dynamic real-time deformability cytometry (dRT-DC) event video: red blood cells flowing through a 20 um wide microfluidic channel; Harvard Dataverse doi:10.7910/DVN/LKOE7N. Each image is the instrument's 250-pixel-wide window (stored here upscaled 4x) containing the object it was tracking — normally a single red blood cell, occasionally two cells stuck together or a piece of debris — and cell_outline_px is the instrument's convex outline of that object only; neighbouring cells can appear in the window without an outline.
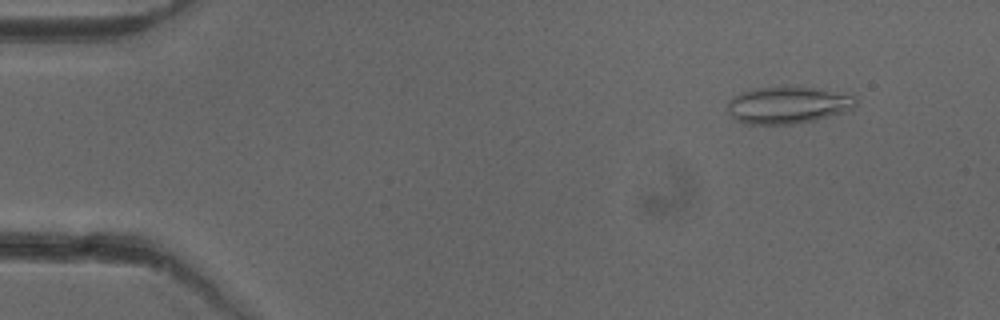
{"species": "common noctule bat (a hibernating species)", "species_latin": "Nyctalus noctula", "temperature_condition": "cold", "stored_images_in_passage": 47, "camera_frame_rate_fps": 3000, "um_per_image_px": 0.085, "animal": {"sex": "female"}, "frame": {"image": 1, "passage_image": 1, "time_ms": 0.0, "image_size_px": [1000, 320], "cell_outline_px": [[856, 104], [852, 108], [844, 112], [816, 120], [792, 124], [748, 124], [736, 120], [728, 112], [728, 100], [732, 96], [752, 88], [796, 84], [820, 88], [856, 96]], "centroid_in_image_um": [66.96, 8.89], "position_along_channel_um": 18.0, "area_um2": 28.44}}
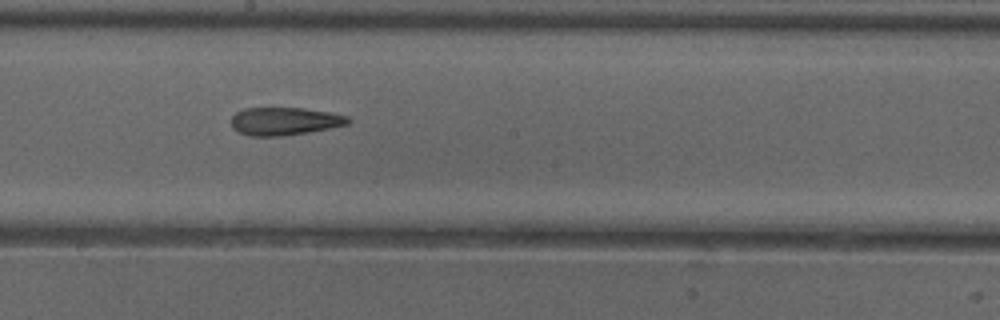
{"frame": {"image": 2, "passage_image": 24, "time_ms": 7.667, "image_size_px": [1000, 320], "cell_outline_px": [[352, 120], [348, 124], [308, 132], [280, 136], [248, 136], [236, 132], [232, 128], [232, 116], [236, 112], [244, 108], [304, 108], [328, 112], [348, 116]], "centroid_in_image_um": [24.15, 10.3], "position_along_channel_um": 224.0, "area_um2": 19.02}}
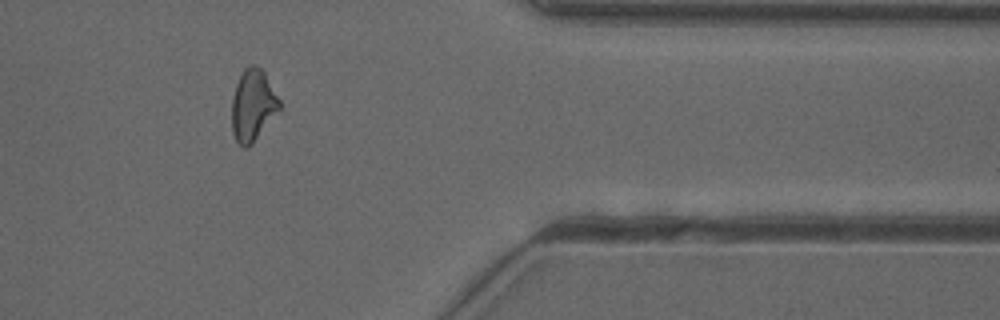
{"frame": {"image": 3, "passage_image": 38, "time_ms": 12.333, "image_size_px": [1000, 320], "cell_outline_px": [[280, 108], [252, 144], [248, 148], [244, 148], [236, 140], [232, 132], [232, 100], [236, 84], [244, 68], [248, 64], [256, 64], [264, 72], [280, 100]], "centroid_in_image_um": [21.48, 8.93], "position_along_channel_um": 389.9, "area_um2": 19.71}, "authors_computed_cell_mechanics": {"area_um2": 19.8254, "velocity_mm_per_s": 3.9965, "shape_relaxation_time_tau1_ms": null, "shape_relaxation_time_tau2_ms": 5.2769, "deformation_change_tau1": null, "deformation_change_tau2": 0.1738}}